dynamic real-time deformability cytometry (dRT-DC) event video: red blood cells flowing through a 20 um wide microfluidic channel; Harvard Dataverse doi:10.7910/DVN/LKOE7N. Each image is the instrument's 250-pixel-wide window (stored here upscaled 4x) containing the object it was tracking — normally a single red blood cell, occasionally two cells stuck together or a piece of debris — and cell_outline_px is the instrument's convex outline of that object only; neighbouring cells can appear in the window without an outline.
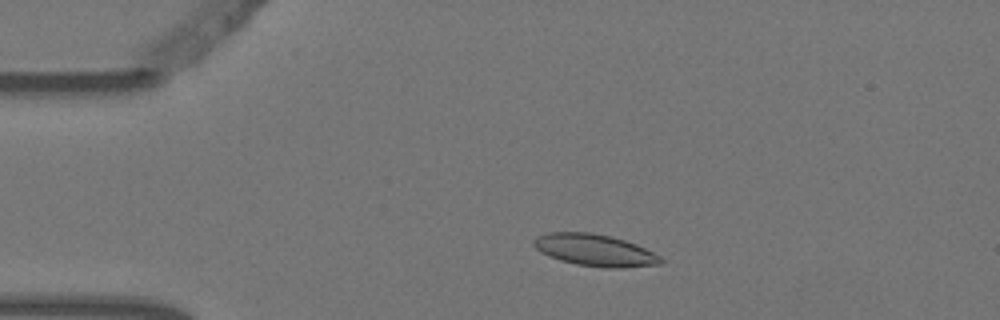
{"species": "Egyptian fruit bat (a non-hibernating species)", "species_latin": "Rousettus aegyptiacus", "temperature_condition": "warm", "stored_images_in_passage": 3, "camera_frame_rate_fps": 3000, "um_per_image_px": 0.085, "animal": {"sex": "female"}, "frame": {"image": 1, "passage_image": 2, "time_ms": 0.333, "image_size_px": [1000, 320], "cell_outline_px": [[664, 260], [660, 264], [624, 268], [604, 268], [576, 264], [560, 260], [548, 256], [540, 252], [532, 244], [532, 240], [536, 236], [548, 232], [592, 232], [612, 236], [636, 244], [660, 256]], "centroid_in_image_um": [50.53, 21.26], "position_along_channel_um": 34.5, "area_um2": 23.81}}